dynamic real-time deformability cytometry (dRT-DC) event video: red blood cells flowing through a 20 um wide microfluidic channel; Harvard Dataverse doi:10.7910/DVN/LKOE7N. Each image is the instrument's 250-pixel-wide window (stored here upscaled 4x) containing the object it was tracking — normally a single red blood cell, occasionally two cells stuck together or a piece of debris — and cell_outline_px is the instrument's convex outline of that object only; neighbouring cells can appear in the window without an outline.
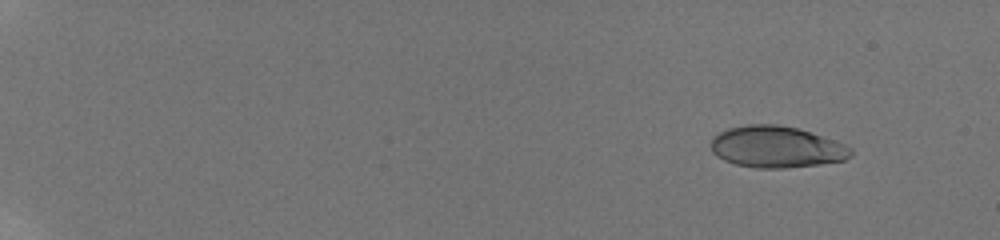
{"species": "human", "species_latin": "Homo sapiens", "temperature_condition": "room temperature", "stored_images_in_passage": 42, "camera_frame_rate_fps": 3000, "um_per_image_px": 0.085, "donor": {"sex": "male"}, "frame": {"image": 1, "passage_image": 5, "time_ms": 1.0, "image_size_px": [1000, 240], "cell_outline_px": [[852, 156], [844, 160], [820, 164], [784, 168], [756, 168], [736, 164], [724, 160], [716, 156], [712, 152], [712, 136], [728, 128], [748, 124], [776, 124], [796, 128], [836, 140], [852, 148]], "centroid_in_image_um": [66.0, 12.49], "position_along_channel_um": 19.0, "area_um2": 33.87}}
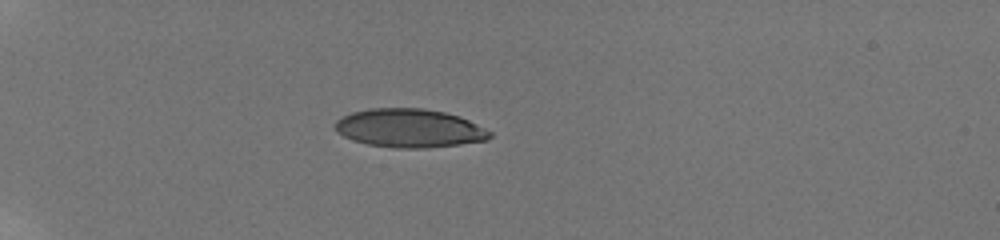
{"frame": {"image": 2, "passage_image": 29, "time_ms": 5.333, "image_size_px": [1000, 240], "cell_outline_px": [[492, 136], [488, 140], [460, 144], [428, 148], [396, 148], [368, 144], [352, 140], [336, 132], [336, 120], [340, 116], [352, 112], [368, 108], [424, 108], [444, 112], [460, 116], [492, 132]], "centroid_in_image_um": [34.79, 10.89], "position_along_channel_um": 50.2, "area_um2": 34.91}}
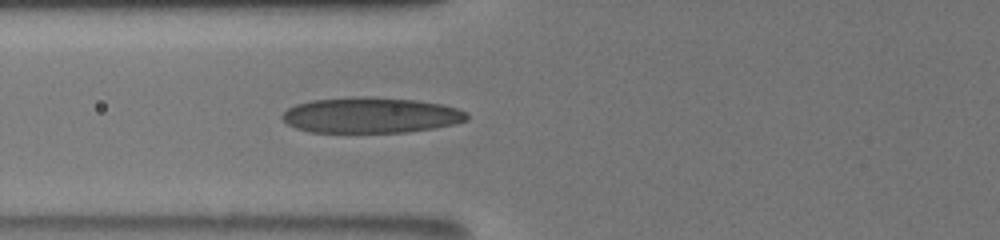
{"frame": {"image": 3, "passage_image": 41, "time_ms": 7.667, "image_size_px": [1000, 240], "cell_outline_px": [[468, 120], [456, 124], [408, 132], [308, 132], [296, 128], [288, 124], [280, 116], [288, 108], [296, 104], [312, 100], [416, 100], [444, 104], [468, 112]], "centroid_in_image_um": [31.57, 9.85], "position_along_channel_um": 94.2, "area_um2": 36.93}}